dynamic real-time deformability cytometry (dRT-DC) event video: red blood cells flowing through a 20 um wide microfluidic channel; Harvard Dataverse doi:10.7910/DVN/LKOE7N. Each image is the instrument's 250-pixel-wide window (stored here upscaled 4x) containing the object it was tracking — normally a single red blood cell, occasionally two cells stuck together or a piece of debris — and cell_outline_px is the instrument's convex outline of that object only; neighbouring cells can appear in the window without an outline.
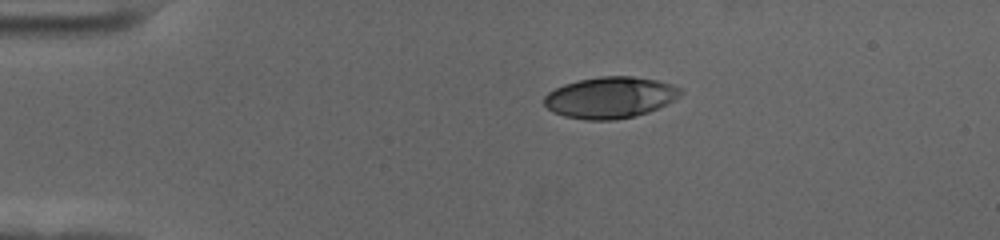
{"species": "human", "species_latin": "Homo sapiens", "temperature_condition": "cold", "stored_images_in_passage": 47, "camera_frame_rate_fps": 3000, "um_per_image_px": 0.085, "donor": {"sex": "female"}, "frame": {"image": 1, "passage_image": 1, "time_ms": 0.0, "image_size_px": [1000, 240], "cell_outline_px": [[684, 92], [680, 96], [648, 112], [636, 116], [616, 120], [584, 120], [564, 116], [552, 112], [544, 104], [544, 96], [548, 92], [564, 84], [580, 80], [600, 76], [632, 76], [656, 80], [672, 84], [680, 88]], "centroid_in_image_um": [51.85, 8.29], "position_along_channel_um": 33.2, "area_um2": 32.83}}
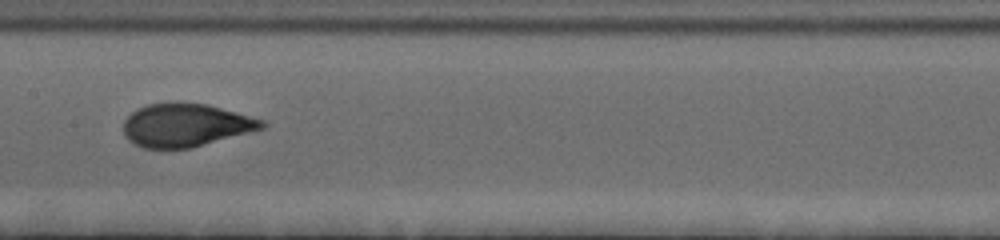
{"frame": {"image": 2, "passage_image": 19, "time_ms": 6.0, "image_size_px": [1000, 240], "cell_outline_px": [[268, 124], [264, 128], [188, 148], [144, 148], [128, 140], [124, 136], [124, 120], [136, 108], [148, 104], [176, 100], [208, 104], [264, 120]], "centroid_in_image_um": [15.75, 10.6], "position_along_channel_um": 191.6, "area_um2": 34.97}}
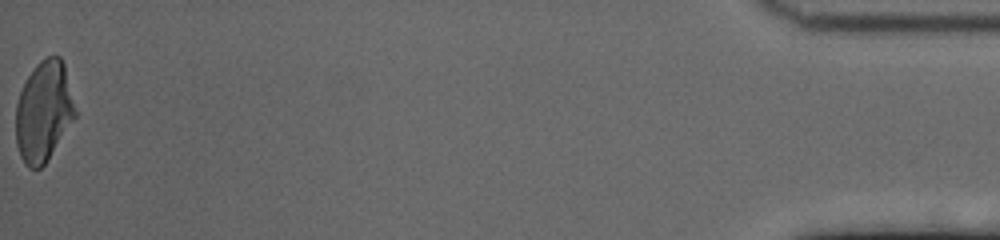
{"frame": {"image": 3, "passage_image": 47, "time_ms": 15.333, "image_size_px": [1000, 240], "cell_outline_px": [[76, 116], [44, 164], [40, 168], [28, 168], [24, 164], [20, 156], [16, 144], [16, 104], [20, 92], [32, 68], [40, 60], [48, 56], [60, 56], [64, 64], [76, 112]], "centroid_in_image_um": [3.69, 9.47], "position_along_channel_um": 431.5, "area_um2": 34.45}, "authors_computed_cell_mechanics": {"area_um2": 34.7378, "velocity_mm_per_s": 3.5322, "shape_relaxation_time_tau1_ms": 3.0485, "shape_relaxation_time_tau2_ms": null, "deformation_change_tau1": 0.1591, "deformation_change_tau2": null}}